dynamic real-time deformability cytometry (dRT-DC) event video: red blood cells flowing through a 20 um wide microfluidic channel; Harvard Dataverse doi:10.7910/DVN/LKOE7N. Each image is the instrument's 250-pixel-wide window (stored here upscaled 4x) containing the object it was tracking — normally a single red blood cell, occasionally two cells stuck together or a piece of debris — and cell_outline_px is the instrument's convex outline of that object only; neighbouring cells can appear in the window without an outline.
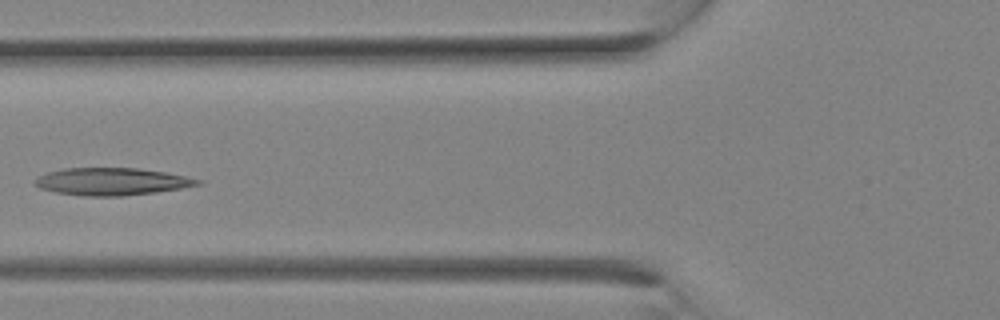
{"species": "Egyptian fruit bat (a non-hibernating species)", "species_latin": "Rousettus aegyptiacus", "temperature_condition": "room temperature", "stored_images_in_passage": 11, "camera_frame_rate_fps": 3000, "um_per_image_px": 0.085, "animal": {"sex": "female"}, "frame": {"image": 1, "passage_image": 10, "time_ms": 3.0, "image_size_px": [1000, 320], "cell_outline_px": [[204, 184], [156, 192], [120, 196], [88, 196], [56, 192], [40, 188], [32, 184], [36, 176], [48, 172], [64, 168], [140, 168], [164, 172], [204, 180]], "centroid_in_image_um": [9.49, 15.42], "position_along_channel_um": 116.3, "area_um2": 26.01}}